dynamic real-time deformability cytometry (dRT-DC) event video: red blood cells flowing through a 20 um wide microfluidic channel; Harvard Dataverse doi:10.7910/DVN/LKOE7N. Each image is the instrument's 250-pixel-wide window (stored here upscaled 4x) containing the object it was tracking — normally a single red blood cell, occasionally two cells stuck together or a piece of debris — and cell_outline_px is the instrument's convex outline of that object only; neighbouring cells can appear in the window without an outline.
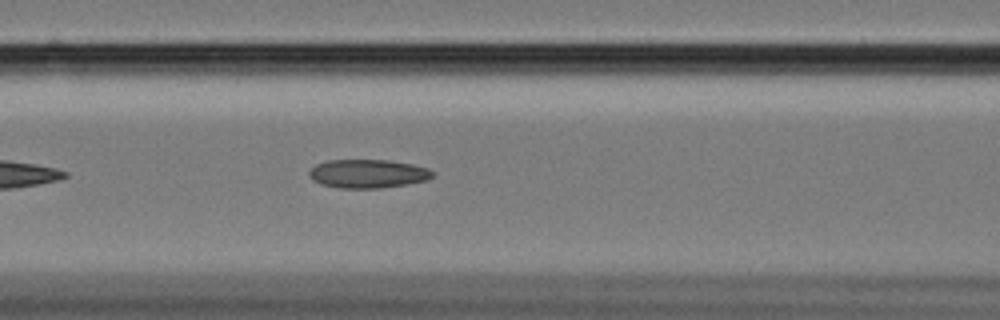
{"species": "Egyptian fruit bat (a non-hibernating species)", "species_latin": "Rousettus aegyptiacus", "temperature_condition": "cold", "stored_images_in_passage": 23, "camera_frame_rate_fps": 3000, "um_per_image_px": 0.085, "animal": {"sex": "female"}, "frame": {"image": 1, "passage_image": 10, "time_ms": 3.0, "image_size_px": [1000, 320], "cell_outline_px": [[432, 176], [424, 180], [404, 184], [380, 188], [340, 188], [320, 184], [312, 180], [308, 176], [308, 172], [316, 164], [328, 160], [388, 160], [412, 164], [428, 168], [432, 172]], "centroid_in_image_um": [31.19, 14.76], "position_along_channel_um": 135.4, "area_um2": 20.4}}
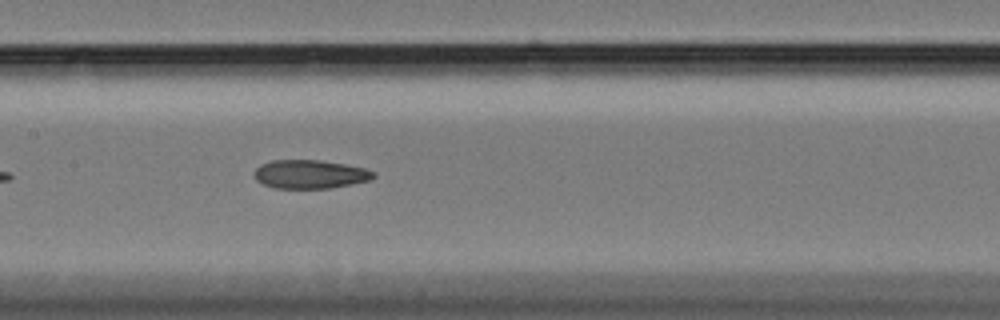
{"frame": {"image": 2, "passage_image": 14, "time_ms": 4.333, "image_size_px": [1000, 320], "cell_outline_px": [[376, 176], [368, 180], [328, 188], [276, 188], [264, 184], [256, 180], [256, 168], [260, 164], [272, 160], [320, 160], [344, 164], [364, 168], [376, 172]], "centroid_in_image_um": [26.35, 14.8], "position_along_channel_um": 181.1, "area_um2": 19.59}}
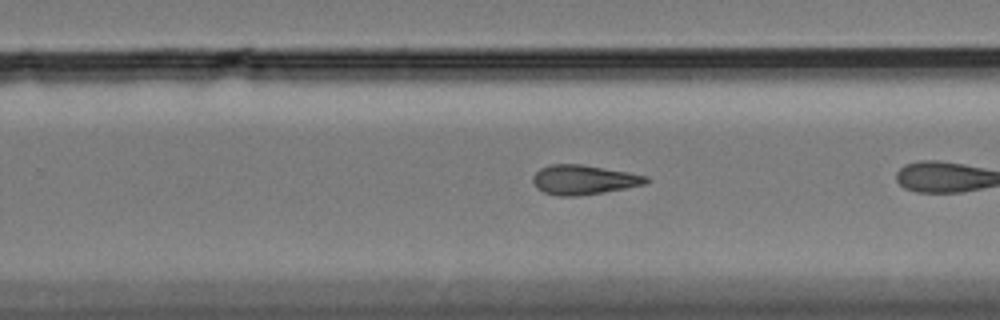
{"frame": {"image": 3, "passage_image": 20, "time_ms": 6.333, "image_size_px": [1000, 320], "cell_outline_px": [[648, 180], [644, 184], [604, 192], [580, 196], [556, 196], [544, 192], [536, 188], [532, 180], [532, 176], [540, 168], [552, 164], [580, 164], [628, 172], [648, 176]], "centroid_in_image_um": [49.56, 15.28], "position_along_channel_um": 280.2, "area_um2": 19.42}}